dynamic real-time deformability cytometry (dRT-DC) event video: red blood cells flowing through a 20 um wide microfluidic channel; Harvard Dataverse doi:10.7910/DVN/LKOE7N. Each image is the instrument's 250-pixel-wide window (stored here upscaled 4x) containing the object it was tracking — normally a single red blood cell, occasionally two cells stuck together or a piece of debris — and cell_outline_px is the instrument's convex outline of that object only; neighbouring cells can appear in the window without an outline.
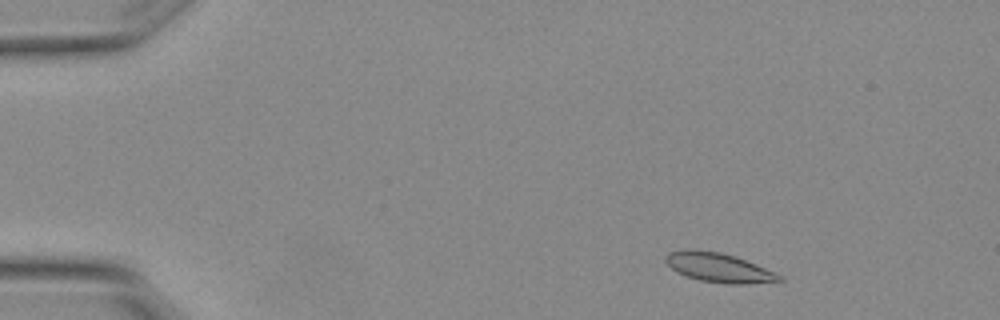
{"species": "Egyptian fruit bat (a non-hibernating species)", "species_latin": "Rousettus aegyptiacus", "temperature_condition": "warm", "stored_images_in_passage": 4, "camera_frame_rate_fps": 3000, "um_per_image_px": 0.085, "animal": {"sex": "female"}, "frame": {"image": 1, "passage_image": 1, "time_ms": 0.0, "image_size_px": [1000, 320], "cell_outline_px": [[784, 280], [748, 284], [728, 284], [700, 280], [676, 272], [664, 260], [664, 256], [668, 252], [720, 252], [736, 256], [776, 272], [784, 276]], "centroid_in_image_um": [61.19, 22.79], "position_along_channel_um": 23.8, "area_um2": 18.84}}
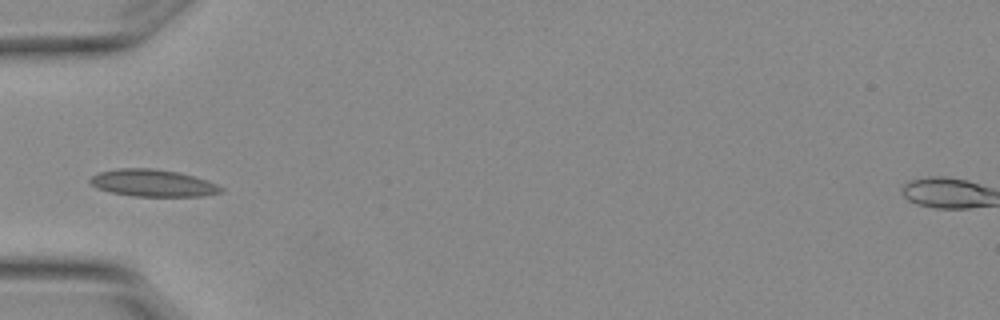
{"frame": {"image": 2, "passage_image": 4, "time_ms": 1.0, "image_size_px": [1000, 320], "cell_outline_px": [[224, 192], [204, 196], [132, 196], [108, 192], [96, 188], [88, 180], [96, 172], [120, 168], [152, 168], [176, 172], [192, 176], [216, 184], [224, 188]], "centroid_in_image_um": [12.95, 15.56], "position_along_channel_um": 72.1, "area_um2": 20.69}}